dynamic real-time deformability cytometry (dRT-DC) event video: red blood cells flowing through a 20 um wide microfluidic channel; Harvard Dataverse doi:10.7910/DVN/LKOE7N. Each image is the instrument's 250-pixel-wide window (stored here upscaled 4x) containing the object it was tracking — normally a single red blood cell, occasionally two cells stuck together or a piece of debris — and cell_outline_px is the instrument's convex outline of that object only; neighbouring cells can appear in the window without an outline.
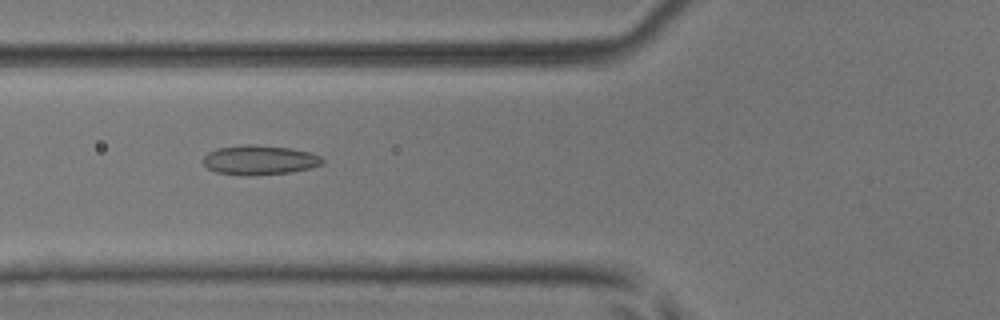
{"species": "common noctule bat (a hibernating species)", "species_latin": "Nyctalus noctula", "temperature_condition": "room temperature", "stored_images_in_passage": 44, "camera_frame_rate_fps": 3000, "um_per_image_px": 0.085, "animal": {"sex": "male", "body_mass_g": 17.9, "forearm_length_mm": 54.2}, "frame": {"image": 1, "passage_image": 13, "time_ms": 4.0, "image_size_px": [1000, 320], "cell_outline_px": [[324, 164], [308, 168], [288, 172], [248, 176], [244, 176], [216, 172], [208, 168], [204, 164], [204, 156], [208, 152], [216, 148], [248, 144], [288, 148], [308, 152], [320, 156], [324, 160]], "centroid_in_image_um": [22.03, 13.61], "position_along_channel_um": 103.8, "area_um2": 20.29}}
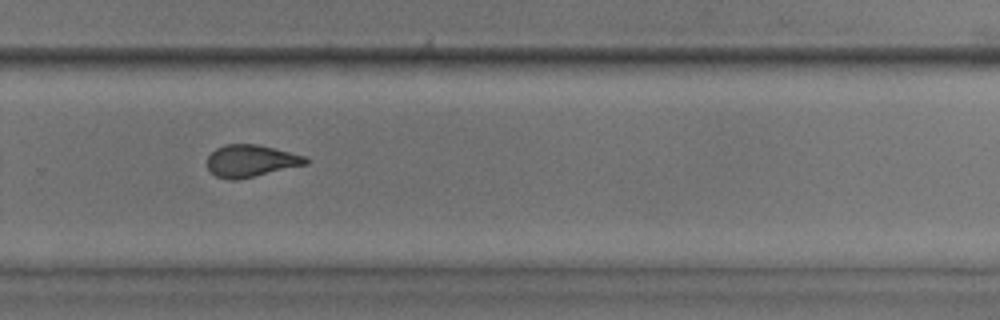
{"frame": {"image": 2, "passage_image": 28, "time_ms": 9.0, "image_size_px": [1000, 320], "cell_outline_px": [[308, 164], [236, 180], [232, 180], [216, 176], [208, 168], [208, 156], [216, 148], [224, 144], [256, 144], [304, 156], [308, 160]], "centroid_in_image_um": [21.3, 13.67], "position_along_channel_um": 308.5, "area_um2": 18.09}}
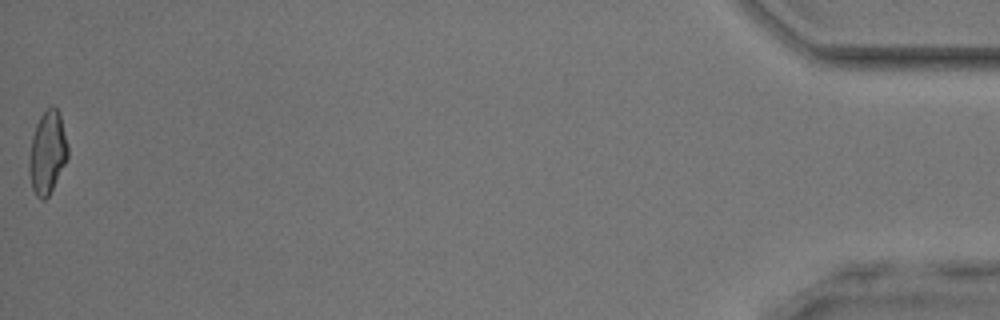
{"frame": {"image": 3, "passage_image": 44, "time_ms": 14.333, "image_size_px": [1000, 320], "cell_outline_px": [[68, 156], [48, 196], [44, 200], [40, 200], [36, 196], [32, 188], [28, 172], [28, 160], [32, 136], [36, 124], [40, 116], [52, 104], [60, 112], [68, 144]], "centroid_in_image_um": [4.01, 12.94], "position_along_channel_um": 431.2, "area_um2": 18.73}, "authors_computed_cell_mechanics": {"area_um2": 18.9006, "velocity_mm_per_s": 4.1025, "shape_relaxation_time_tau1_ms": 8.8693, "shape_relaxation_time_tau2_ms": 1.9527, "deformation_change_tau1": 0.1988, "deformation_change_tau2": 0.1038}}